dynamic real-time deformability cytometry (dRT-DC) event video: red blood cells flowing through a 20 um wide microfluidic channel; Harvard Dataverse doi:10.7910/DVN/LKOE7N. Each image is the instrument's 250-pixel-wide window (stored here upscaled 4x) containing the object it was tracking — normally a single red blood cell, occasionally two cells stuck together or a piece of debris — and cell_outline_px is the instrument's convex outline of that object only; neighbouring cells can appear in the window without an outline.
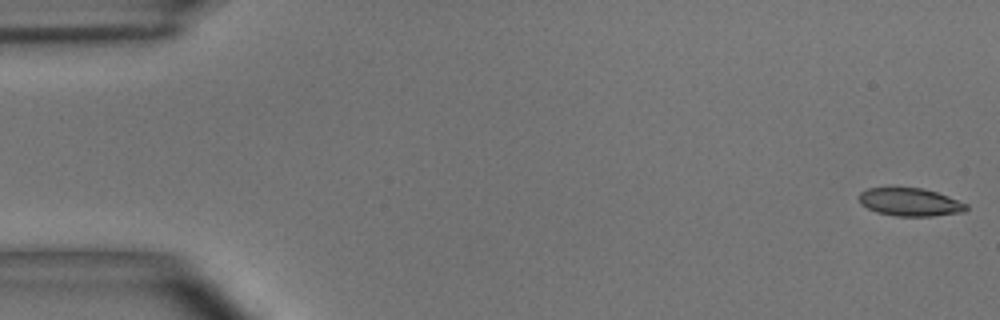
{"species": "common noctule bat (a hibernating species)", "species_latin": "Nyctalus noctula", "temperature_condition": "room temperature", "stored_images_in_passage": 54, "camera_frame_rate_fps": 3000, "um_per_image_px": 0.085, "animal": {"sex": "male", "body_mass_g": 15.6}, "frame": {"image": 1, "passage_image": 1, "time_ms": 0.0, "image_size_px": [1000, 320], "cell_outline_px": [[968, 208], [964, 212], [932, 216], [896, 216], [876, 212], [860, 204], [860, 192], [868, 188], [924, 188], [948, 196], [968, 204]], "centroid_in_image_um": [77.37, 17.18], "position_along_channel_um": 7.6, "area_um2": 17.46}}
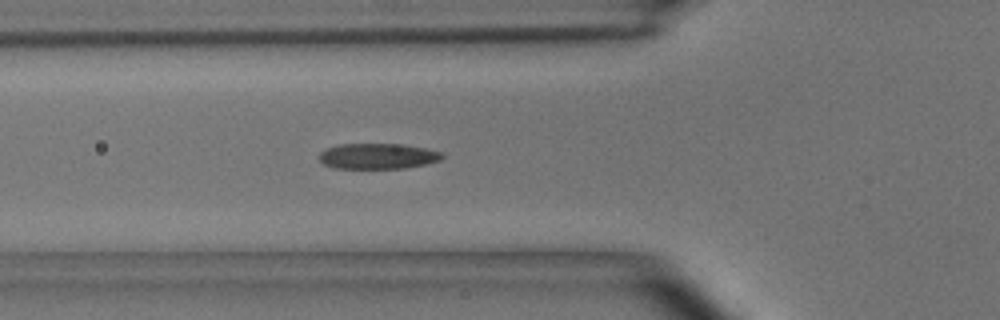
{"frame": {"image": 2, "passage_image": 19, "time_ms": 6.0, "image_size_px": [1000, 320], "cell_outline_px": [[444, 156], [440, 160], [428, 164], [404, 168], [336, 168], [324, 164], [320, 160], [320, 152], [324, 148], [340, 144], [404, 144], [424, 148], [440, 152]], "centroid_in_image_um": [32.11, 13.27], "position_along_channel_um": 93.7, "area_um2": 18.32}}
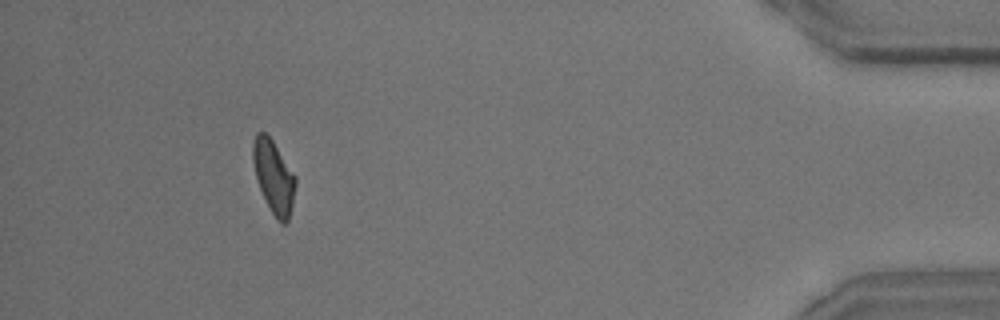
{"frame": {"image": 3, "passage_image": 50, "time_ms": 16.333, "image_size_px": [1000, 320], "cell_outline_px": [[296, 184], [292, 204], [288, 220], [284, 224], [280, 224], [276, 220], [260, 188], [256, 176], [252, 160], [252, 144], [256, 132], [264, 132], [272, 140], [296, 176]], "centroid_in_image_um": [23.26, 15.01], "position_along_channel_um": 411.9, "area_um2": 17.86}, "authors_computed_cell_mechanics": {"area_um2": 18.4093, "velocity_mm_per_s": 3.6671, "shape_relaxation_time_tau1_ms": 4.2865, "shape_relaxation_time_tau2_ms": 1.7762, "deformation_change_tau1": 0.1438, "deformation_change_tau2": 0.0867}}